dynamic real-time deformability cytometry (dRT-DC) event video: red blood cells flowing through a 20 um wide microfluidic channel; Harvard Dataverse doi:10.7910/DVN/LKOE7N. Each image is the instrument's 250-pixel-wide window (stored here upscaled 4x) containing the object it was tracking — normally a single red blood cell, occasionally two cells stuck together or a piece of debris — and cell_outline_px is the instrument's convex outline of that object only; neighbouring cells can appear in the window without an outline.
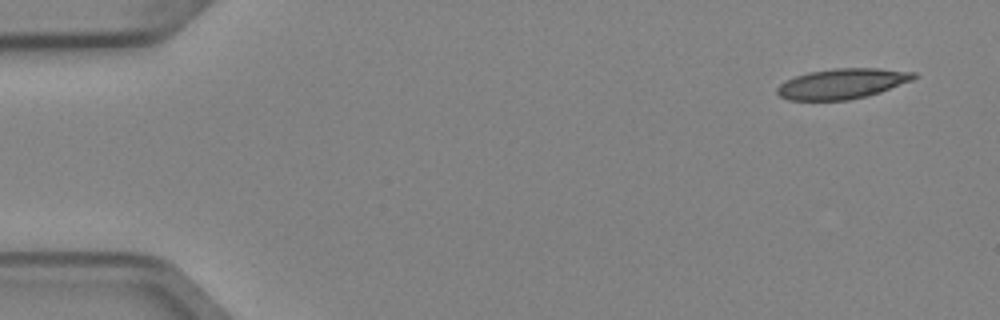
{"species": "Egyptian fruit bat (a non-hibernating species)", "species_latin": "Rousettus aegyptiacus", "temperature_condition": "cold", "stored_images_in_passage": 5, "camera_frame_rate_fps": 3000, "um_per_image_px": 0.085, "animal": {"sex": "female"}, "frame": {"image": 1, "passage_image": 1, "time_ms": 0.0, "image_size_px": [1000, 320], "cell_outline_px": [[920, 76], [912, 80], [880, 92], [868, 96], [848, 100], [788, 100], [780, 96], [776, 92], [776, 88], [780, 84], [796, 76], [808, 72], [832, 68], [876, 68], [916, 72]], "centroid_in_image_um": [71.61, 7.11], "position_along_channel_um": 13.4, "area_um2": 24.16}}
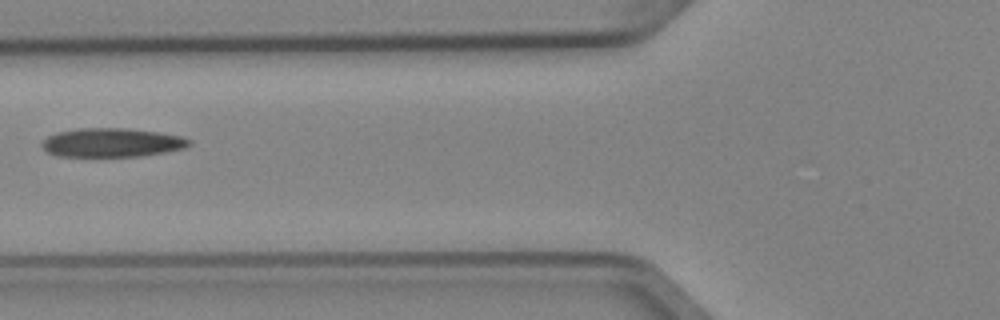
{"frame": {"image": 2, "passage_image": 5, "time_ms": 1.333, "image_size_px": [1000, 320], "cell_outline_px": [[192, 144], [184, 148], [164, 152], [140, 156], [56, 156], [48, 152], [40, 144], [48, 136], [56, 132], [80, 128], [128, 128], [160, 132], [184, 136], [192, 140]], "centroid_in_image_um": [9.55, 12.11], "position_along_channel_um": 116.3, "area_um2": 24.91}}